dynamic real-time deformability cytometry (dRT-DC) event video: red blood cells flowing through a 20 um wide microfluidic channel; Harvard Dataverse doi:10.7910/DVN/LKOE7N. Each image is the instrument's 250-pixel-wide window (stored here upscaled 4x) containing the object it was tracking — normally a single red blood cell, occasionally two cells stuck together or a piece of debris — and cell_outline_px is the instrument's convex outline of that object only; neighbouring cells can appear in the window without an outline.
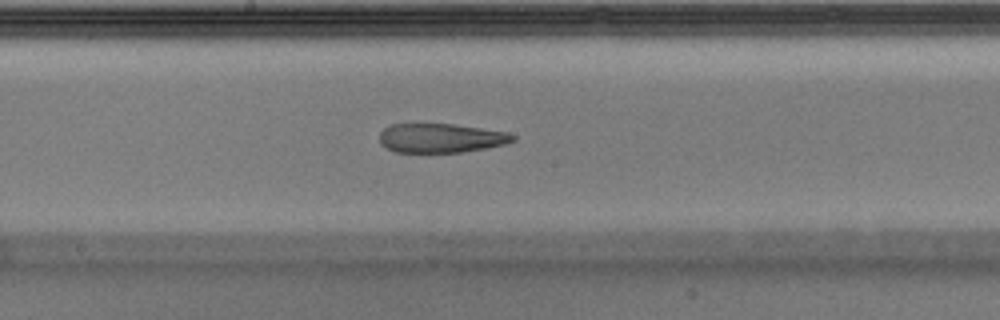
{"species": "Egyptian fruit bat (a non-hibernating species)", "species_latin": "Rousettus aegyptiacus", "temperature_condition": "warm", "stored_images_in_passage": 31, "camera_frame_rate_fps": 3000, "um_per_image_px": 0.085, "animal": {"sex": "male"}, "frame": {"image": 1, "passage_image": 14, "time_ms": 4.333, "image_size_px": [1000, 320], "cell_outline_px": [[516, 140], [504, 144], [484, 148], [460, 152], [396, 152], [380, 144], [380, 132], [384, 128], [392, 124], [452, 124], [508, 132], [516, 136]], "centroid_in_image_um": [37.47, 11.73], "position_along_channel_um": 210.7, "area_um2": 22.48}}